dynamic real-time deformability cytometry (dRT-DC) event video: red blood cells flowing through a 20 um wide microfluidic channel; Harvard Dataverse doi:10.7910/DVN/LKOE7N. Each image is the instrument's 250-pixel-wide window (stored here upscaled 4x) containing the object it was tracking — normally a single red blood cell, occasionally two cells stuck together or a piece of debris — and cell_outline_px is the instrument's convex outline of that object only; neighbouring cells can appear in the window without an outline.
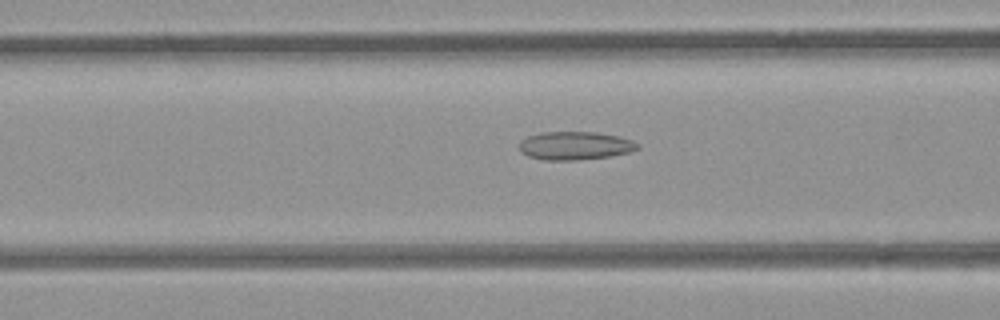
{"species": "common noctule bat (a hibernating species)", "species_latin": "Nyctalus noctula", "temperature_condition": "room temperature", "stored_images_in_passage": 36, "camera_frame_rate_fps": 3000, "um_per_image_px": 0.085, "animal": {"sex": "female", "body_mass_g": 21.9}, "frame": {"image": 1, "passage_image": 6, "time_ms": 1.667, "image_size_px": [1000, 320], "cell_outline_px": [[640, 148], [632, 152], [608, 156], [576, 160], [544, 160], [528, 156], [520, 152], [520, 140], [528, 136], [540, 132], [596, 132], [620, 136], [632, 140], [640, 144]], "centroid_in_image_um": [48.9, 12.38], "position_along_channel_um": 117.7, "area_um2": 19.65}}
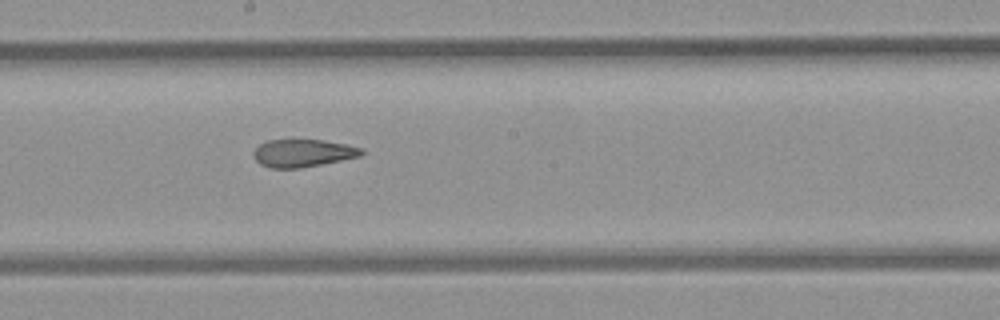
{"frame": {"image": 2, "passage_image": 14, "time_ms": 4.333, "image_size_px": [1000, 320], "cell_outline_px": [[364, 152], [360, 156], [300, 168], [268, 168], [260, 164], [252, 156], [252, 152], [260, 144], [268, 140], [324, 140], [348, 144], [364, 148]], "centroid_in_image_um": [25.74, 13.01], "position_along_channel_um": 222.5, "area_um2": 17.46}}
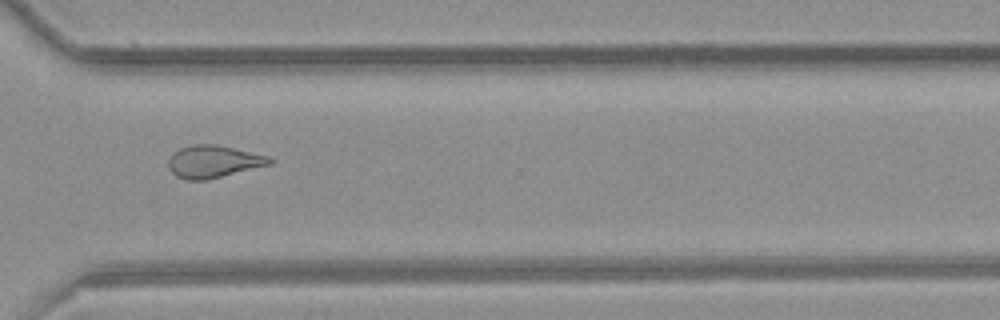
{"frame": {"image": 3, "passage_image": 24, "time_ms": 7.667, "image_size_px": [1000, 320], "cell_outline_px": [[276, 160], [272, 164], [208, 180], [184, 180], [176, 176], [168, 168], [168, 160], [180, 148], [192, 144], [216, 144], [268, 156]], "centroid_in_image_um": [18.16, 13.74], "position_along_channel_um": 352.4, "area_um2": 19.19}}